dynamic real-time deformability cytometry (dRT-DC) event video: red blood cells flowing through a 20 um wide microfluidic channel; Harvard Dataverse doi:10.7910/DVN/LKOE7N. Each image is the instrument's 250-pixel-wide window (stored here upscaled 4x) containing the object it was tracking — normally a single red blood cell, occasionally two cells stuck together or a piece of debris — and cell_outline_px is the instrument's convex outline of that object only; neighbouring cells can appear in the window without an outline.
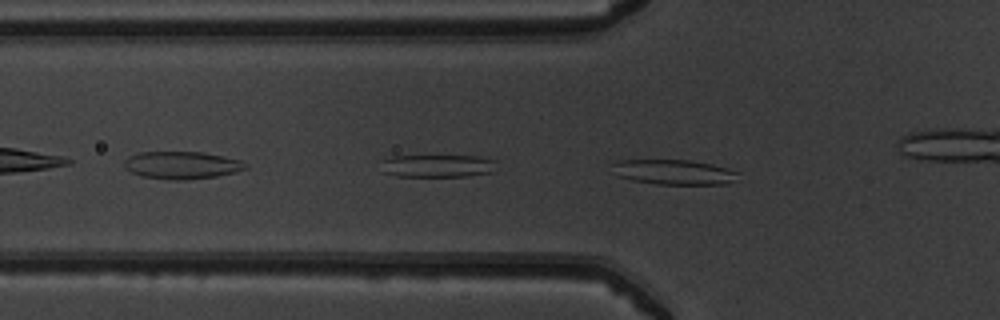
{"species": "common noctule bat (a hibernating species)", "species_latin": "Nyctalus noctula", "temperature_condition": "warm", "stored_images_in_passage": 14, "camera_frame_rate_fps": 3000, "um_per_image_px": 0.085, "animal": {"sex": "male", "body_mass_g": 19.5, "forearm_length_mm": 54.6}, "frame": {"image": 1, "passage_image": 3, "time_ms": 0.667, "image_size_px": [1000, 320], "cell_outline_px": [[740, 172], [728, 184], [656, 184], [632, 180], [616, 176], [608, 164], [616, 160], [688, 160], [712, 164], [728, 168]], "centroid_in_image_um": [57.19, 14.62], "position_along_channel_um": 68.6, "area_um2": 18.5}}